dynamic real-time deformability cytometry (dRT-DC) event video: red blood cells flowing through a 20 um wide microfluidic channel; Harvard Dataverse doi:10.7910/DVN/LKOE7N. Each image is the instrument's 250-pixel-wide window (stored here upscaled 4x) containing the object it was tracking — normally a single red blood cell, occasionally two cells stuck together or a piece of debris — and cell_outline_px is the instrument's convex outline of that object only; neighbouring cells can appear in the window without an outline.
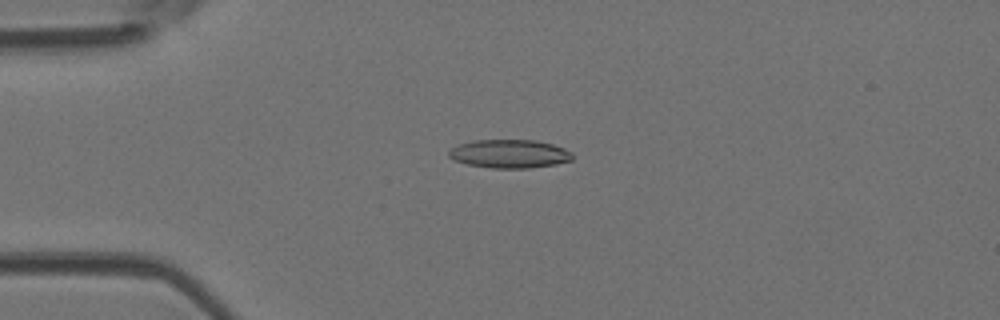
{"species": "Egyptian fruit bat (a non-hibernating species)", "species_latin": "Rousettus aegyptiacus", "temperature_condition": "room temperature", "stored_images_in_passage": 49, "camera_frame_rate_fps": 3000, "um_per_image_px": 0.085, "animal": {"sex": "female"}, "frame": {"image": 1, "passage_image": 12, "time_ms": 3.667, "image_size_px": [1000, 320], "cell_outline_px": [[572, 160], [556, 164], [528, 168], [492, 168], [468, 164], [456, 160], [448, 156], [448, 152], [452, 148], [460, 144], [472, 140], [536, 140], [552, 144], [564, 148], [572, 152]], "centroid_in_image_um": [43.33, 13.07], "position_along_channel_um": 41.7, "area_um2": 20.4}}
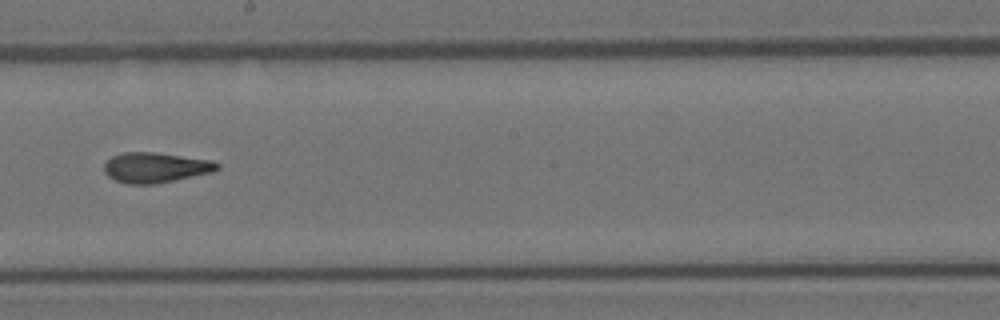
{"frame": {"image": 2, "passage_image": 28, "time_ms": 9.0, "image_size_px": [1000, 320], "cell_outline_px": [[220, 168], [212, 172], [156, 184], [128, 184], [116, 180], [108, 176], [104, 172], [104, 164], [112, 156], [124, 152], [156, 152], [212, 160], [220, 164]], "centroid_in_image_um": [13.23, 14.23], "position_along_channel_um": 235.0, "area_um2": 19.94}}
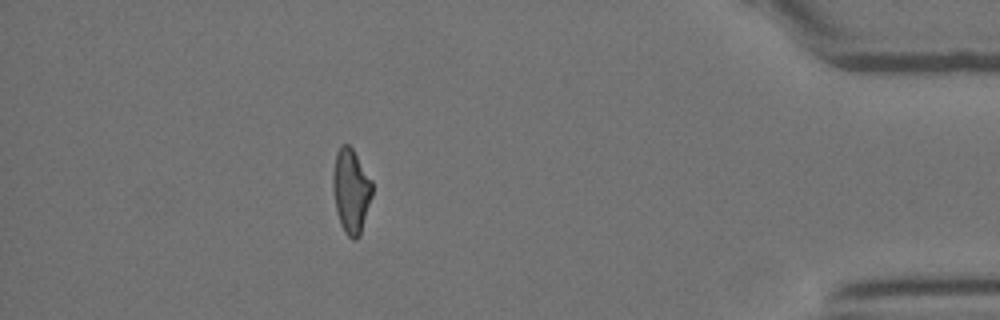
{"frame": {"image": 3, "passage_image": 44, "time_ms": 14.333, "image_size_px": [1000, 320], "cell_outline_px": [[372, 196], [360, 236], [356, 240], [352, 240], [344, 232], [340, 224], [336, 212], [332, 188], [332, 176], [336, 152], [344, 144], [348, 144], [352, 148], [372, 180]], "centroid_in_image_um": [29.83, 16.26], "position_along_channel_um": 405.4, "area_um2": 19.48}, "authors_computed_cell_mechanics": {"area_um2": 19.5942, "velocity_mm_per_s": 4.0814, "shape_relaxation_time_tau1_ms": 8.101, "shape_relaxation_time_tau2_ms": 1.9497, "deformation_change_tau1": 0.2528, "deformation_change_tau2": 0.0999}}